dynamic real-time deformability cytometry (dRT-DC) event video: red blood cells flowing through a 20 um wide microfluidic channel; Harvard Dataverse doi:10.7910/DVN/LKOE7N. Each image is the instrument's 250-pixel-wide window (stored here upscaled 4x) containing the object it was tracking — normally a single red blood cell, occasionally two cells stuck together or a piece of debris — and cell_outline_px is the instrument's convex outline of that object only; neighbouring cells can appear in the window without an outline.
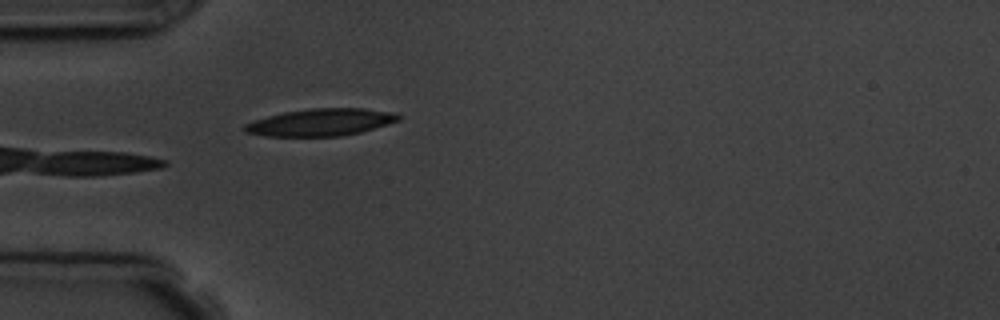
{"species": "common noctule bat (a hibernating species)", "species_latin": "Nyctalus noctula", "temperature_condition": "room temperature", "stored_images_in_passage": 5, "camera_frame_rate_fps": 3000, "um_per_image_px": 0.085, "animal": {"sex": "male", "body_mass_g": 19.5, "forearm_length_mm": 54.6}, "frame": {"image": 1, "passage_image": 5, "time_ms": 4.667, "image_size_px": [1000, 320], "cell_outline_px": [[400, 120], [360, 132], [340, 136], [264, 136], [244, 132], [240, 128], [244, 124], [268, 116], [284, 112], [312, 108], [364, 108], [396, 112], [400, 116]], "centroid_in_image_um": [27.25, 10.39], "position_along_channel_um": 57.8, "area_um2": 24.39}}